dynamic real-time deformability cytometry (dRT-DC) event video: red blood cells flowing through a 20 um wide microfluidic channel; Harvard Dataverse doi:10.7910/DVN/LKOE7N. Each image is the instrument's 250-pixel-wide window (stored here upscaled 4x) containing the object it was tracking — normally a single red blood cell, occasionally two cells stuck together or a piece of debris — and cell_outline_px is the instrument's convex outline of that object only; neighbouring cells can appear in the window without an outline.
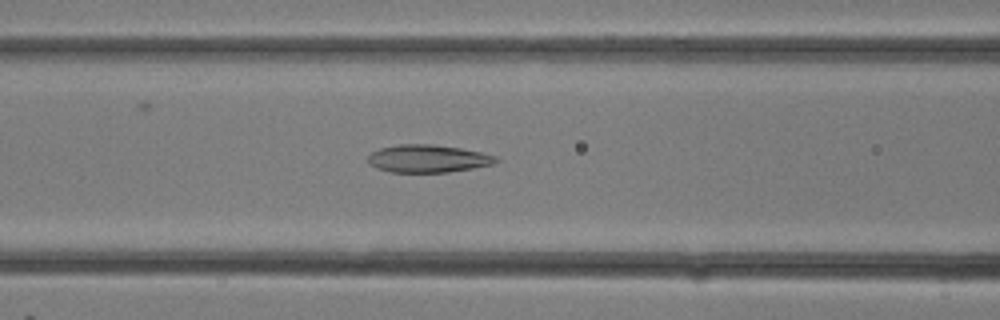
{"species": "common noctule bat (a hibernating species)", "species_latin": "Nyctalus noctula", "temperature_condition": "room temperature", "stored_images_in_passage": 29, "camera_frame_rate_fps": 3000, "um_per_image_px": 0.085, "animal": {"sex": "female"}, "frame": {"image": 1, "passage_image": 12, "time_ms": 3.667, "image_size_px": [1000, 320], "cell_outline_px": [[500, 160], [492, 164], [472, 168], [448, 172], [388, 172], [376, 168], [368, 164], [368, 156], [372, 152], [380, 148], [400, 144], [432, 144], [460, 148], [480, 152], [496, 156]], "centroid_in_image_um": [36.34, 13.48], "position_along_channel_um": 130.3, "area_um2": 20.63}}
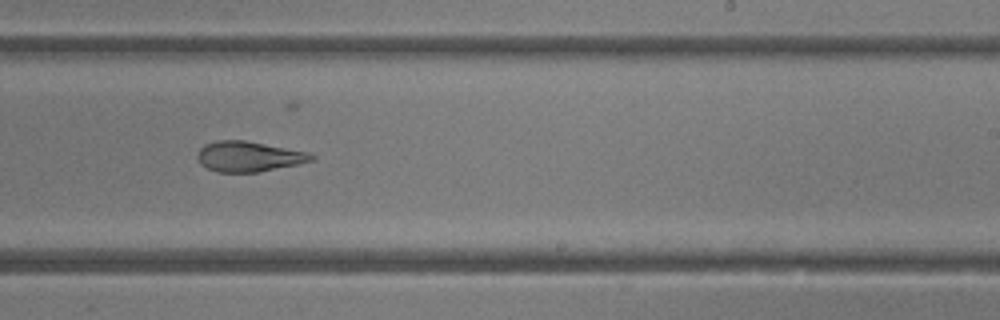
{"frame": {"image": 2, "passage_image": 18, "time_ms": 5.667, "image_size_px": [1000, 320], "cell_outline_px": [[316, 156], [312, 160], [296, 164], [256, 172], [216, 172], [200, 164], [196, 156], [200, 148], [204, 144], [216, 140], [244, 140], [308, 152]], "centroid_in_image_um": [21.08, 13.29], "position_along_channel_um": 267.9, "area_um2": 19.94}}
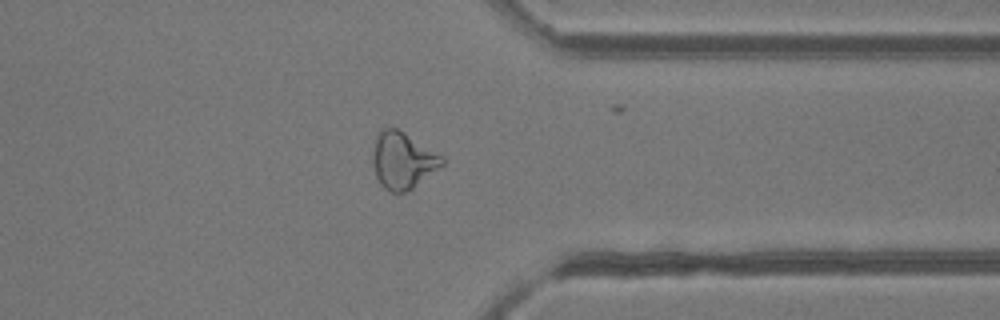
{"frame": {"image": 3, "passage_image": 23, "time_ms": 7.333, "image_size_px": [1000, 320], "cell_outline_px": [[444, 164], [412, 188], [404, 192], [392, 192], [384, 188], [380, 184], [376, 176], [372, 164], [372, 152], [376, 136], [380, 128], [396, 128], [404, 132], [444, 156]], "centroid_in_image_um": [34.21, 13.62], "position_along_channel_um": 377.2, "area_um2": 22.89}}